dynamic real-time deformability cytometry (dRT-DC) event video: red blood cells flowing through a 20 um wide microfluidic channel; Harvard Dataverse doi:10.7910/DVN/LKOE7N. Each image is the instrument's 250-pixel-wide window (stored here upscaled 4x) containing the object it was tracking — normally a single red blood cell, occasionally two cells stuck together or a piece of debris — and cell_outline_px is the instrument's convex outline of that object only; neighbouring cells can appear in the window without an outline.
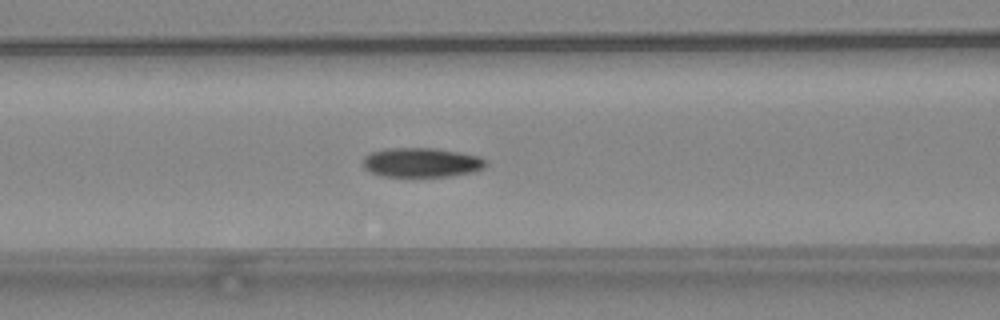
{"species": "common noctule bat (a hibernating species)", "species_latin": "Nyctalus noctula", "temperature_condition": "warm", "stored_images_in_passage": 36, "camera_frame_rate_fps": 3000, "um_per_image_px": 0.085, "animal": {"sex": "female", "body_mass_g": 24.6, "forearm_length_mm": 56.2}, "frame": {"image": 1, "passage_image": 13, "time_ms": 4.0, "image_size_px": [1000, 320], "cell_outline_px": [[488, 164], [484, 168], [476, 172], [448, 176], [380, 176], [364, 168], [364, 156], [372, 152], [388, 148], [436, 148], [460, 152], [480, 156], [488, 160]], "centroid_in_image_um": [35.9, 13.81], "position_along_channel_um": 130.7, "area_um2": 21.21}}
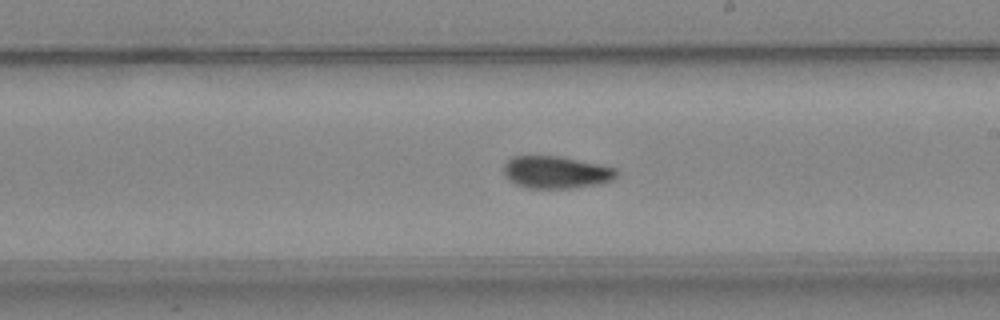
{"frame": {"image": 2, "passage_image": 21, "time_ms": 6.667, "image_size_px": [1000, 320], "cell_outline_px": [[620, 172], [612, 180], [600, 184], [568, 188], [528, 188], [516, 184], [508, 180], [504, 176], [504, 164], [512, 156], [560, 156], [600, 164], [616, 168]], "centroid_in_image_um": [47.27, 14.64], "position_along_channel_um": 241.7, "area_um2": 21.39}}
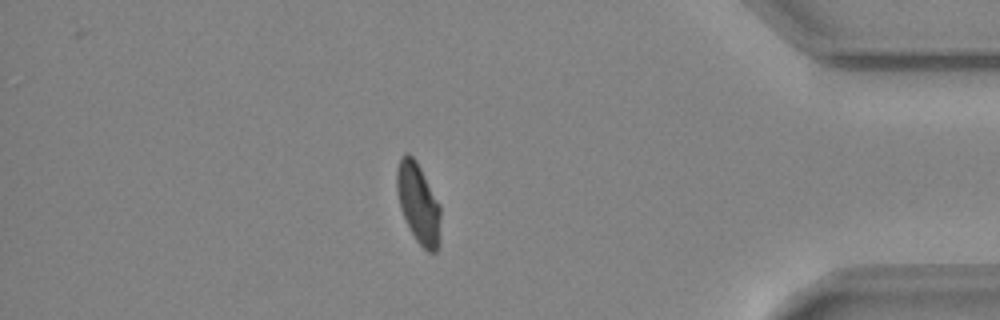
{"frame": {"image": 3, "passage_image": 35, "time_ms": 11.333, "image_size_px": [1000, 320], "cell_outline_px": [[440, 244], [436, 252], [428, 252], [416, 240], [400, 208], [396, 192], [396, 168], [404, 152], [408, 152], [416, 160], [440, 204]], "centroid_in_image_um": [35.56, 17.26], "position_along_channel_um": 399.6, "area_um2": 20.52}}